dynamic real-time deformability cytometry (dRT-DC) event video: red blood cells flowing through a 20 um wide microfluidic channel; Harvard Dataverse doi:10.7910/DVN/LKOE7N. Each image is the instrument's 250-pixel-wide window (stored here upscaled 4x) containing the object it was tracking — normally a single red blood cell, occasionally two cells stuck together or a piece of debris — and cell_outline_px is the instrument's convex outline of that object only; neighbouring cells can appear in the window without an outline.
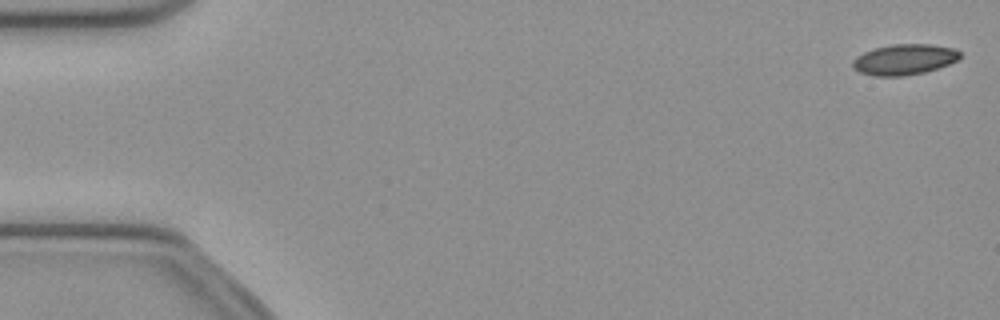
{"species": "common noctule bat (a hibernating species)", "species_latin": "Nyctalus noctula", "temperature_condition": "cold", "stored_images_in_passage": 19, "camera_frame_rate_fps": 3000, "um_per_image_px": 0.085, "animal": {"sex": "female", "body_mass_g": 21.9}, "frame": {"image": 1, "passage_image": 1, "time_ms": 0.0, "image_size_px": [1000, 320], "cell_outline_px": [[960, 56], [956, 60], [948, 64], [924, 72], [904, 76], [876, 76], [860, 72], [852, 68], [852, 60], [856, 56], [864, 52], [876, 48], [892, 44], [928, 44], [956, 48], [960, 52]], "centroid_in_image_um": [76.84, 5.05], "position_along_channel_um": 8.2, "area_um2": 19.07}}
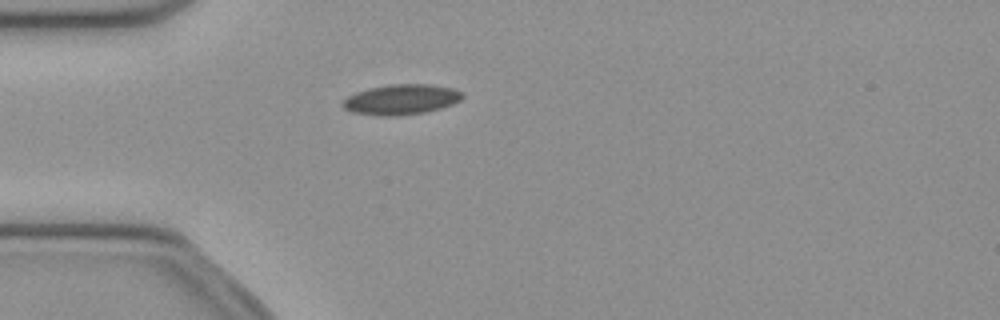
{"frame": {"image": 2, "passage_image": 14, "time_ms": 4.333, "image_size_px": [1000, 320], "cell_outline_px": [[464, 96], [460, 100], [452, 104], [440, 108], [424, 112], [396, 116], [380, 116], [352, 112], [344, 108], [340, 104], [348, 96], [356, 92], [368, 88], [388, 84], [432, 84], [452, 88], [460, 92]], "centroid_in_image_um": [34.07, 8.45], "position_along_channel_um": 50.9, "area_um2": 21.1}}